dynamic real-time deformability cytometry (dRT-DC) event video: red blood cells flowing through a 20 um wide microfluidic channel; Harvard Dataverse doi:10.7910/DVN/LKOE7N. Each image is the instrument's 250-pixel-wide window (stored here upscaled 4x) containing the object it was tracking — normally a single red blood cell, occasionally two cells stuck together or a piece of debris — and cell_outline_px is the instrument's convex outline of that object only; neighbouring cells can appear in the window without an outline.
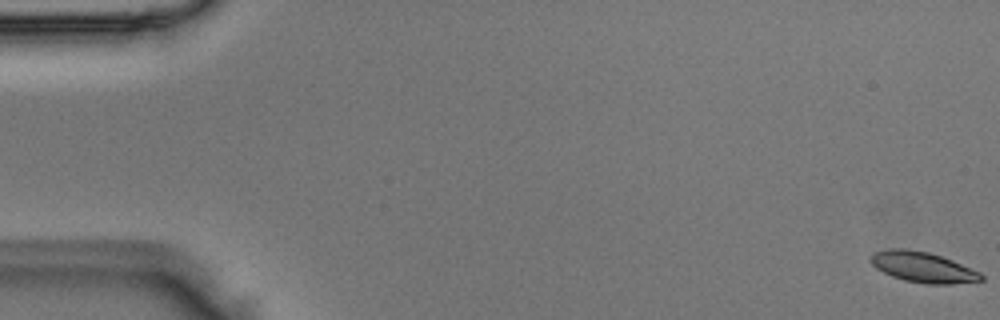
{"species": "Egyptian fruit bat (a non-hibernating species)", "species_latin": "Rousettus aegyptiacus", "temperature_condition": "room temperature", "stored_images_in_passage": 51, "camera_frame_rate_fps": 3000, "um_per_image_px": 0.085, "animal": {"sex": "male"}, "frame": {"image": 1, "passage_image": 1, "time_ms": 0.0, "image_size_px": [1000, 320], "cell_outline_px": [[984, 280], [952, 284], [924, 284], [904, 280], [892, 276], [876, 268], [868, 260], [876, 252], [888, 248], [904, 248], [928, 252], [952, 260], [980, 272], [984, 276]], "centroid_in_image_um": [78.45, 22.71], "position_along_channel_um": 6.6, "area_um2": 19.59}}
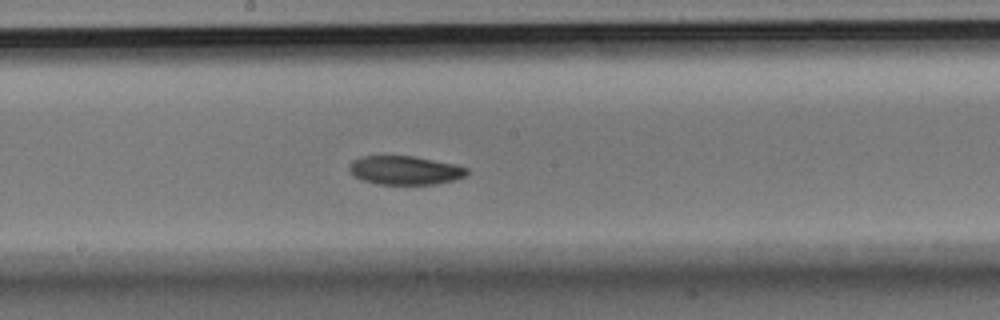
{"frame": {"image": 2, "passage_image": 28, "time_ms": 9.0, "image_size_px": [1000, 320], "cell_outline_px": [[468, 172], [464, 176], [456, 180], [436, 184], [376, 184], [352, 176], [348, 168], [348, 164], [352, 160], [360, 156], [416, 156], [456, 164], [468, 168]], "centroid_in_image_um": [34.41, 14.47], "position_along_channel_um": 213.8, "area_um2": 20.0}}
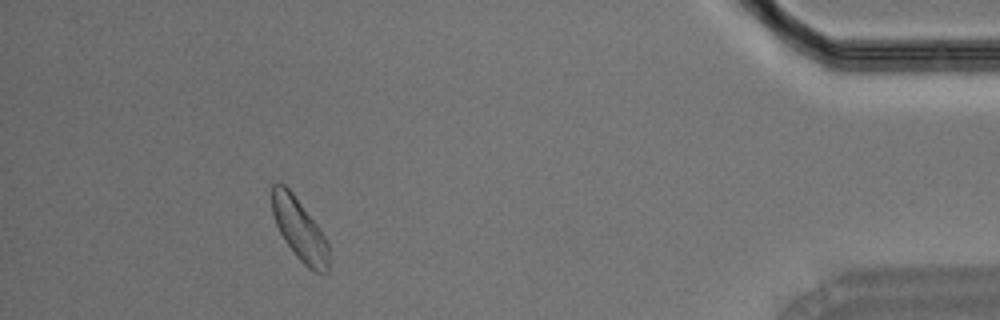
{"frame": {"image": 3, "passage_image": 47, "time_ms": 15.333, "image_size_px": [1000, 320], "cell_outline_px": [[328, 272], [316, 272], [308, 268], [296, 256], [284, 240], [276, 224], [272, 212], [272, 184], [276, 180], [280, 180], [292, 192], [316, 224], [324, 236], [328, 244]], "centroid_in_image_um": [25.42, 19.47], "position_along_channel_um": 409.8, "area_um2": 20.23}}